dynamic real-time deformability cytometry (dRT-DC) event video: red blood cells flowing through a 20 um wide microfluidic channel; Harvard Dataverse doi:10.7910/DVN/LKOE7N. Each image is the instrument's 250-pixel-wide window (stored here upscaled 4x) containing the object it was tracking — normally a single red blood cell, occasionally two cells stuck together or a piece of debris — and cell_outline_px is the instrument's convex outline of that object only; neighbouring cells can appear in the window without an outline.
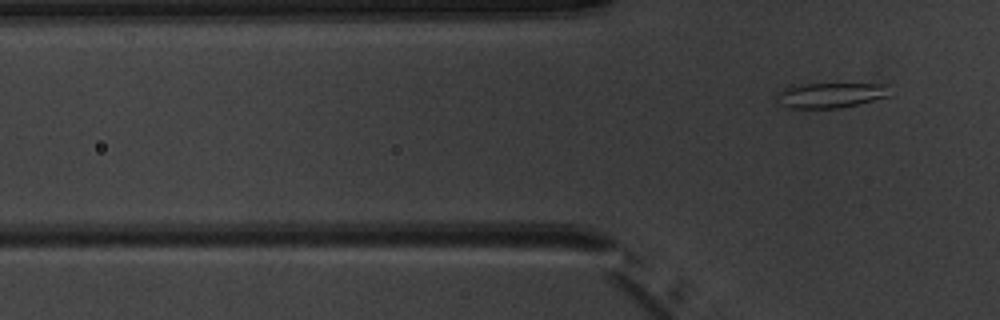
{"species": "common noctule bat (a hibernating species)", "species_latin": "Nyctalus noctula", "temperature_condition": "warm", "stored_images_in_passage": 6, "camera_frame_rate_fps": 3000, "um_per_image_px": 0.085, "animal": {"sex": "male", "body_mass_g": 20.1, "forearm_length_mm": 53.5}, "frame": {"image": 1, "passage_image": 6, "time_ms": 6.0, "image_size_px": [1000, 320], "cell_outline_px": [[892, 96], [840, 108], [792, 108], [784, 104], [776, 96], [776, 92], [788, 84], [884, 84]], "centroid_in_image_um": [70.58, 8.07], "position_along_channel_um": 55.2, "area_um2": 16.59}}